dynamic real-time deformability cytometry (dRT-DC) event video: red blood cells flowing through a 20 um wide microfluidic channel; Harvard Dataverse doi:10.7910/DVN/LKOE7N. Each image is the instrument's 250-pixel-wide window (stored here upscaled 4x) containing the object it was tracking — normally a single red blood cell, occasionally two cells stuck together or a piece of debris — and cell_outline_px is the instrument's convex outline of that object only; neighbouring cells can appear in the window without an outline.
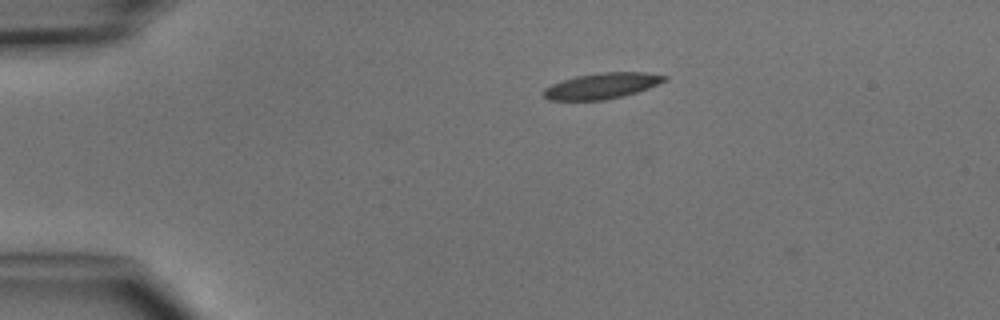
{"species": "common noctule bat (a hibernating species)", "species_latin": "Nyctalus noctula", "temperature_condition": "cold", "stored_images_in_passage": 4, "segment_of_instrument_passage": [1, 2], "camera_frame_rate_fps": 3000, "um_per_image_px": 0.085, "animal": {"sex": "male", "body_mass_g": 15.6}, "frame": {"image": 1, "passage_image": 2, "time_ms": 1.0, "image_size_px": [1000, 320], "cell_outline_px": [[668, 76], [664, 80], [648, 88], [624, 96], [604, 100], [548, 100], [540, 92], [544, 88], [552, 84], [576, 76], [600, 72], [644, 72]], "centroid_in_image_um": [51.1, 7.3], "position_along_channel_um": 33.9, "area_um2": 18.09}}